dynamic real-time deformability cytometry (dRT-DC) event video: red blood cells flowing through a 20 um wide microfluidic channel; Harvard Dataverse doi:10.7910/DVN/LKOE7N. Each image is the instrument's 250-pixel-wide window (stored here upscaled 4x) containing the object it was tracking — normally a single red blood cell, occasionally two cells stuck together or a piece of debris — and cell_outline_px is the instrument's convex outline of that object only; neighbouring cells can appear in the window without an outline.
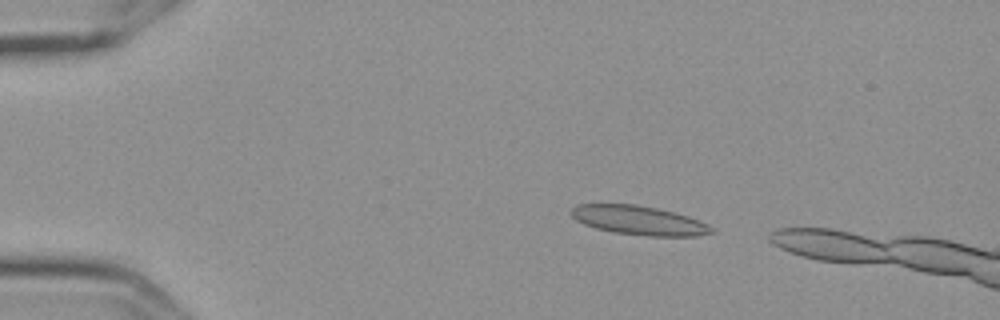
{"species": "Egyptian fruit bat (a non-hibernating species)", "species_latin": "Rousettus aegyptiacus", "temperature_condition": "cold", "stored_images_in_passage": 4, "camera_frame_rate_fps": 3000, "um_per_image_px": 0.085, "frame": {"image": 1, "passage_image": 2, "time_ms": 0.333, "image_size_px": [1000, 320], "cell_outline_px": [[716, 232], [696, 236], [648, 236], [612, 232], [596, 228], [584, 224], [576, 220], [572, 216], [572, 208], [576, 204], [636, 204], [676, 212], [700, 220], [708, 224]], "centroid_in_image_um": [54.34, 18.73], "position_along_channel_um": 30.7, "area_um2": 23.87}}